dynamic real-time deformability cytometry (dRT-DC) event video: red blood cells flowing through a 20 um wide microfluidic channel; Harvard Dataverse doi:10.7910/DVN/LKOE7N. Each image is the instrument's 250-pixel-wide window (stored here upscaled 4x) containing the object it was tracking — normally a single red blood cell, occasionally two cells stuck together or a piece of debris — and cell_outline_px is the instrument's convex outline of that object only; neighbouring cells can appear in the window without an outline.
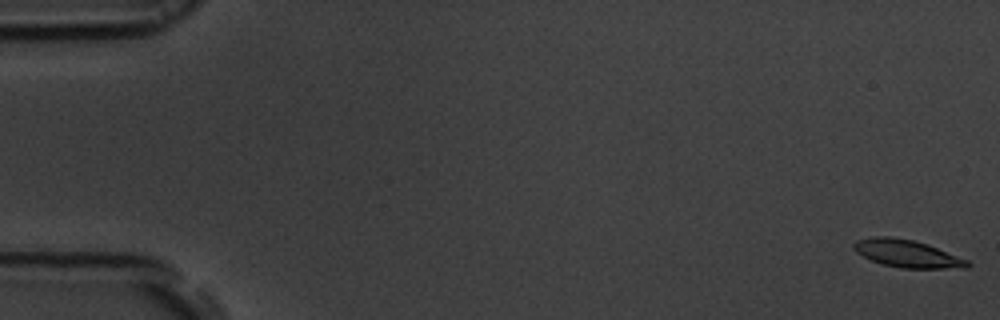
{"species": "common noctule bat (a hibernating species)", "species_latin": "Nyctalus noctula", "temperature_condition": "room temperature", "stored_images_in_passage": 54, "camera_frame_rate_fps": 3000, "um_per_image_px": 0.085, "animal": {"sex": "male", "body_mass_g": 19.5, "forearm_length_mm": 54.6}, "frame": {"image": 1, "passage_image": 1, "time_ms": 0.0, "image_size_px": [1000, 320], "cell_outline_px": [[972, 264], [968, 268], [900, 268], [884, 264], [872, 260], [856, 252], [852, 248], [852, 244], [856, 240], [872, 236], [892, 236], [912, 240], [928, 244], [968, 260]], "centroid_in_image_um": [77.1, 21.54], "position_along_channel_um": 7.9, "area_um2": 18.26}}
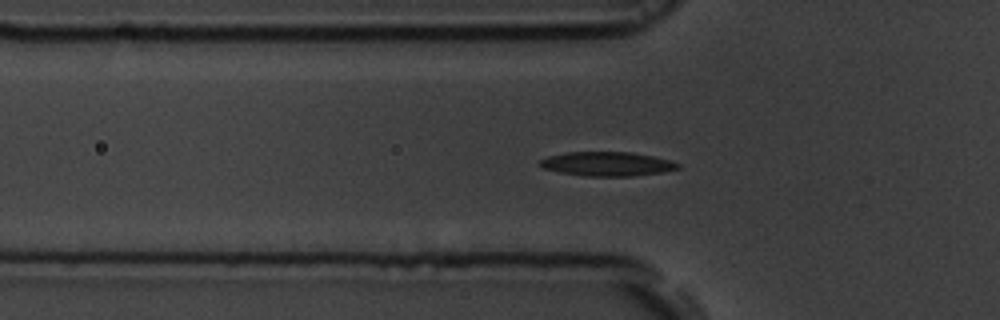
{"frame": {"image": 2, "passage_image": 18, "time_ms": 5.667, "image_size_px": [1000, 320], "cell_outline_px": [[680, 168], [664, 172], [636, 176], [588, 176], [560, 172], [544, 168], [536, 164], [540, 160], [548, 156], [568, 152], [632, 152], [652, 156], [668, 160], [680, 164]], "centroid_in_image_um": [51.61, 13.93], "position_along_channel_um": 74.2, "area_um2": 19.42}}
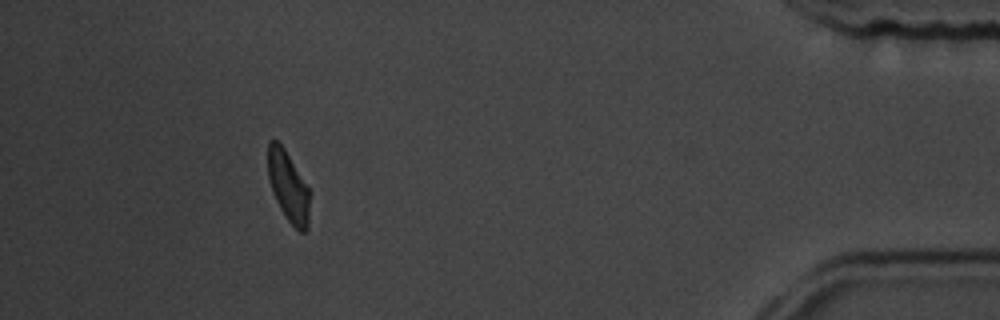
{"frame": {"image": 3, "passage_image": 49, "time_ms": 16.0, "image_size_px": [1000, 320], "cell_outline_px": [[308, 228], [304, 232], [300, 232], [288, 220], [280, 208], [276, 200], [268, 176], [268, 140], [276, 140], [284, 148], [308, 188]], "centroid_in_image_um": [24.48, 15.84], "position_along_channel_um": 410.7, "area_um2": 16.53}, "authors_computed_cell_mechanics": {"area_um2": 18.785, "velocity_mm_per_s": 3.8189, "shape_relaxation_time_tau1_ms": 3.4746, "shape_relaxation_time_tau2_ms": 5.5015, "deformation_change_tau1": 0.1286, "deformation_change_tau2": 0.1412}}